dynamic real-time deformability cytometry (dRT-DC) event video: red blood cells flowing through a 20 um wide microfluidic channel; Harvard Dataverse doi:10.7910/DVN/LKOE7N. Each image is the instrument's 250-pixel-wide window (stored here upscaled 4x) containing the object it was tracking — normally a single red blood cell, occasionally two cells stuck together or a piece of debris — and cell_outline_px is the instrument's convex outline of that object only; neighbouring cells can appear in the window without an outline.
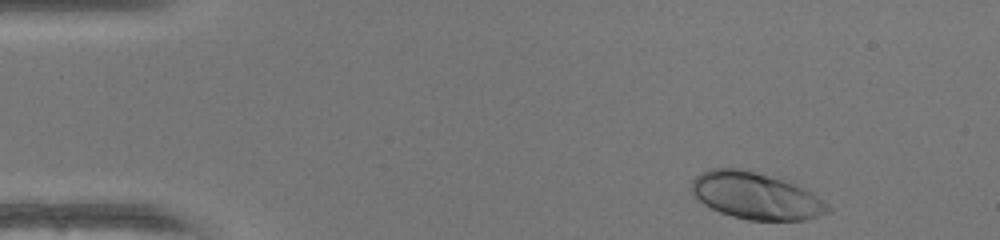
{"species": "human", "species_latin": "Homo sapiens", "temperature_condition": "warm", "stored_images_in_passage": 45, "camera_frame_rate_fps": 3000, "um_per_image_px": 0.085, "donor": {"sex": "female"}, "frame": {"image": 1, "passage_image": 1, "time_ms": 0.0, "image_size_px": [1000, 240], "cell_outline_px": [[832, 212], [804, 220], [748, 220], [732, 216], [720, 212], [704, 204], [692, 192], [692, 180], [696, 176], [712, 168], [740, 168], [792, 180], [828, 204], [832, 208]], "centroid_in_image_um": [64.31, 16.63], "position_along_channel_um": 20.7, "area_um2": 37.4}}
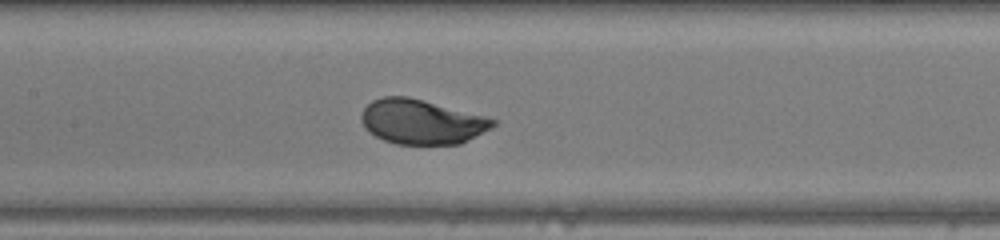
{"frame": {"image": 2, "passage_image": 19, "time_ms": 6.0, "image_size_px": [1000, 240], "cell_outline_px": [[500, 120], [492, 128], [460, 144], [396, 144], [384, 140], [368, 132], [364, 128], [360, 120], [360, 116], [364, 108], [372, 100], [380, 96], [408, 96]], "centroid_in_image_um": [35.82, 10.35], "position_along_channel_um": 171.6, "area_um2": 34.45}}
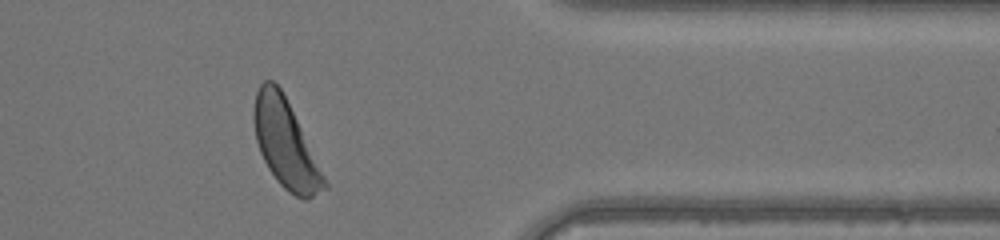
{"frame": {"image": 3, "passage_image": 36, "time_ms": 11.667, "image_size_px": [1000, 240], "cell_outline_px": [[328, 188], [308, 200], [304, 200], [288, 192], [276, 180], [268, 168], [260, 152], [256, 140], [252, 116], [252, 112], [256, 92], [260, 84], [264, 80], [272, 80], [280, 88], [328, 184]], "centroid_in_image_um": [24.23, 12.25], "position_along_channel_um": 387.2, "area_um2": 35.32}, "authors_computed_cell_mechanics": {"area_um2": 34.969, "velocity_mm_per_s": 4.1111, "shape_relaxation_time_tau1_ms": 2.6451, "shape_relaxation_time_tau2_ms": null, "deformation_change_tau1": 0.188, "deformation_change_tau2": null}}